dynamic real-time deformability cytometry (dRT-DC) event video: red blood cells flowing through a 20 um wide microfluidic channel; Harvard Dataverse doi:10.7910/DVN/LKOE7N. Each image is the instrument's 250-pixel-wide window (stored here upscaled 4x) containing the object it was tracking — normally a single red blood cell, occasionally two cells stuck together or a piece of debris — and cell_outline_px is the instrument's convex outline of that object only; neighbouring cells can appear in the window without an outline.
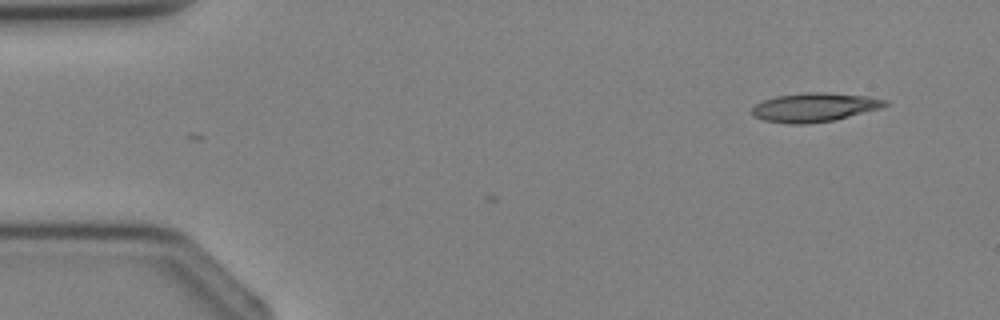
{"species": "Egyptian fruit bat (a non-hibernating species)", "species_latin": "Rousettus aegyptiacus", "temperature_condition": "cold", "stored_images_in_passage": 3, "camera_frame_rate_fps": 3000, "um_per_image_px": 0.085, "animal": {"sex": "female"}, "frame": {"image": 1, "passage_image": 1, "time_ms": 0.0, "image_size_px": [1000, 320], "cell_outline_px": [[888, 104], [880, 108], [836, 120], [804, 124], [788, 124], [764, 120], [752, 116], [752, 108], [756, 104], [764, 100], [776, 96], [808, 92], [824, 92], [868, 96], [888, 100]], "centroid_in_image_um": [69.23, 9.12], "position_along_channel_um": 15.8, "area_um2": 22.43}}